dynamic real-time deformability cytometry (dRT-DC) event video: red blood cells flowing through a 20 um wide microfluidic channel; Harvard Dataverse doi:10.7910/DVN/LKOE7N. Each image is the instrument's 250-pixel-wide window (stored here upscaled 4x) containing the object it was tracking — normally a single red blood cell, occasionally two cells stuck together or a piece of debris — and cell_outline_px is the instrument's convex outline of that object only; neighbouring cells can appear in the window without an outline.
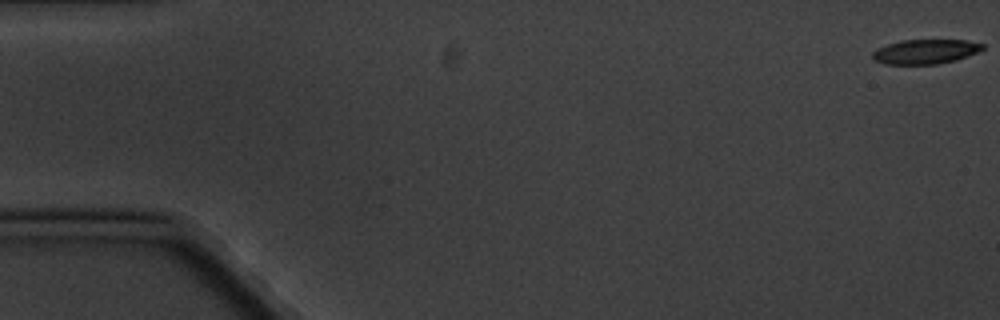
{"species": "common noctule bat (a hibernating species)", "species_latin": "Nyctalus noctula", "temperature_condition": "cold", "stored_images_in_passage": 7, "camera_frame_rate_fps": 3000, "um_per_image_px": 0.085, "animal": {"sex": "male", "body_mass_g": 20.1, "forearm_length_mm": 53.5}, "frame": {"image": 1, "passage_image": 1, "time_ms": 0.0, "image_size_px": [1000, 320], "cell_outline_px": [[984, 48], [976, 52], [956, 60], [936, 64], [884, 64], [872, 60], [872, 52], [888, 44], [900, 40], [968, 40], [984, 44]], "centroid_in_image_um": [78.64, 4.39], "position_along_channel_um": 6.4, "area_um2": 15.66}}
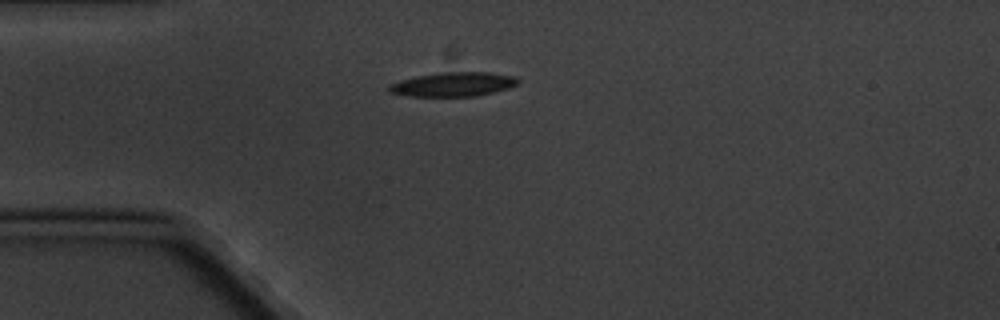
{"frame": {"image": 2, "passage_image": 5, "time_ms": 5.0, "image_size_px": [1000, 320], "cell_outline_px": [[520, 84], [508, 88], [476, 96], [408, 96], [388, 92], [388, 84], [400, 80], [416, 76], [440, 72], [492, 72], [516, 76], [520, 80]], "centroid_in_image_um": [38.54, 7.16], "position_along_channel_um": 46.5, "area_um2": 18.38}}